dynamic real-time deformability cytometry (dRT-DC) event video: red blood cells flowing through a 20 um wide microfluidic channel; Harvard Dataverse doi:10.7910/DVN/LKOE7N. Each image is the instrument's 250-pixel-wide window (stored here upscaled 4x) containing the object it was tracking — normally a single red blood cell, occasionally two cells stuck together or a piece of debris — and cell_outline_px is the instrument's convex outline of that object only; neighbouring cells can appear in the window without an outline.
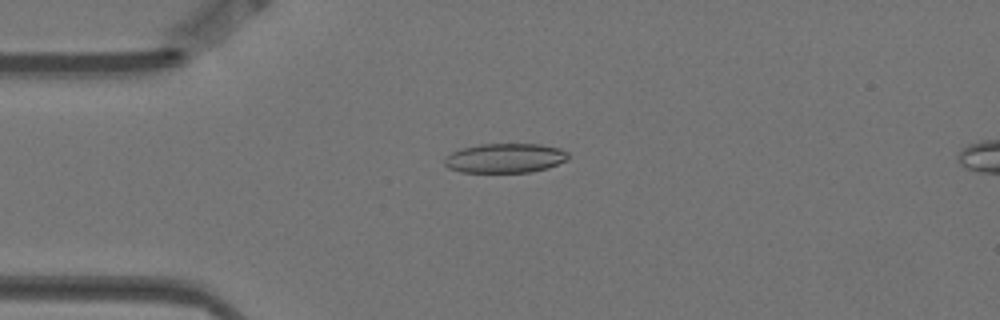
{"species": "Egyptian fruit bat (a non-hibernating species)", "species_latin": "Rousettus aegyptiacus", "temperature_condition": "warm", "stored_images_in_passage": 5, "camera_frame_rate_fps": 3000, "um_per_image_px": 0.085, "animal": {"sex": "female"}, "frame": {"image": 1, "passage_image": 2, "time_ms": 0.333, "image_size_px": [1000, 320], "cell_outline_px": [[568, 160], [548, 168], [528, 172], [460, 172], [448, 168], [444, 164], [444, 156], [460, 148], [480, 144], [540, 144], [560, 148], [568, 152]], "centroid_in_image_um": [42.92, 13.43], "position_along_channel_um": 42.1, "area_um2": 21.44}}
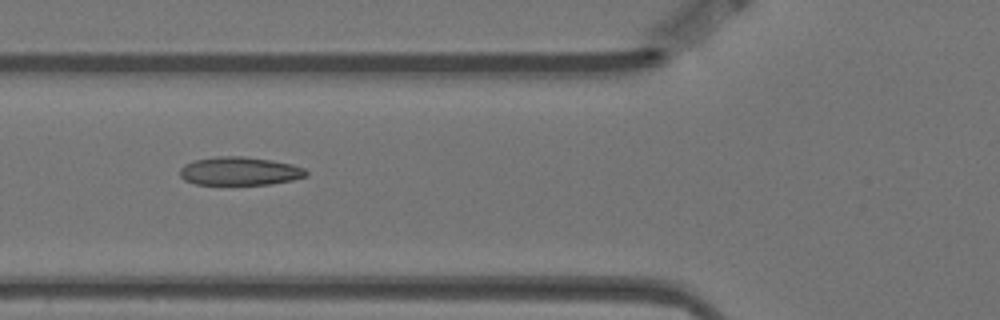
{"frame": {"image": 2, "passage_image": 4, "time_ms": 1.0, "image_size_px": [1000, 320], "cell_outline_px": [[308, 176], [292, 180], [268, 184], [196, 184], [184, 180], [180, 176], [180, 168], [184, 164], [196, 160], [216, 156], [244, 156], [272, 160], [292, 164], [304, 168], [308, 172]], "centroid_in_image_um": [20.38, 14.54], "position_along_channel_um": 105.4, "area_um2": 20.87}}
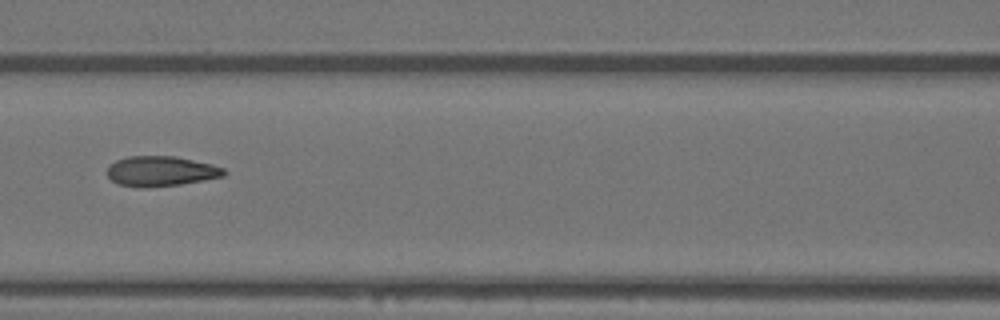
{"frame": {"image": 3, "passage_image": 5, "time_ms": 1.333, "image_size_px": [1000, 320], "cell_outline_px": [[228, 172], [224, 176], [204, 180], [180, 184], [144, 188], [140, 188], [116, 184], [108, 176], [108, 164], [116, 160], [128, 156], [176, 156], [212, 164], [224, 168]], "centroid_in_image_um": [13.67, 14.55], "position_along_channel_um": 152.9, "area_um2": 20.69}}